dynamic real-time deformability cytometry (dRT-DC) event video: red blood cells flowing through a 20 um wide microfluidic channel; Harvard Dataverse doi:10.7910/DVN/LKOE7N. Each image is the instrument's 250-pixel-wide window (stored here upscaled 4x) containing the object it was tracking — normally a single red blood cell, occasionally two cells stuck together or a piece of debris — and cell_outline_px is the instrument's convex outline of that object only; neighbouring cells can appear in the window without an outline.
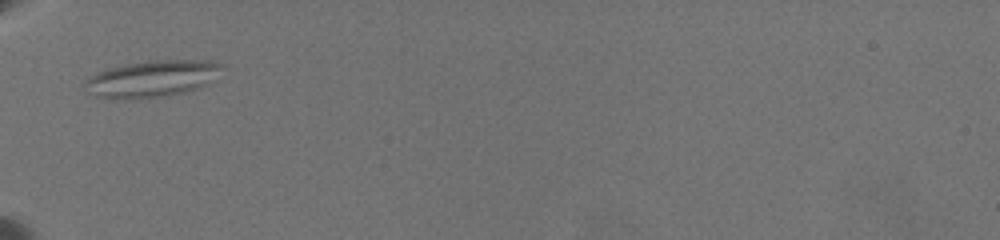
{"species": "common noctule bat (a hibernating species)", "species_latin": "Nyctalus noctula", "temperature_condition": "warm", "stored_images_in_passage": 33, "camera_frame_rate_fps": 3000, "um_per_image_px": 0.085, "animal": {"sex": "female", "body_mass_g": 19.5, "forearm_length_mm": 54.1}, "frame": {"image": 1, "passage_image": 1, "time_ms": 0.0, "image_size_px": [1000, 240], "cell_outline_px": [[224, 64], [208, 84], [200, 88], [184, 92], [156, 96], [96, 96], [84, 80], [96, 72], [108, 68], [128, 64], [152, 60], [212, 60]], "centroid_in_image_um": [13.04, 6.62], "position_along_channel_um": 72.0, "area_um2": 27.86}}
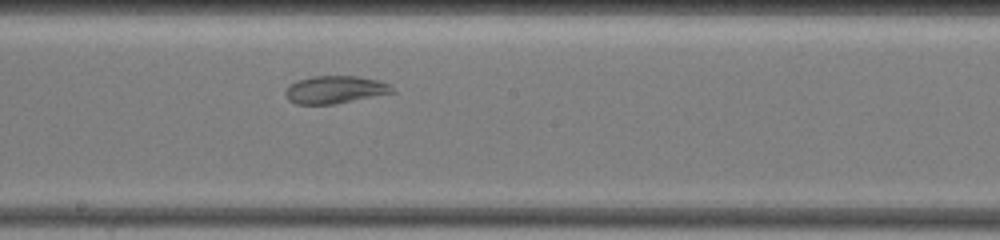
{"frame": {"image": 2, "passage_image": 16, "time_ms": 4.333, "image_size_px": [1000, 240], "cell_outline_px": [[396, 92], [332, 104], [296, 104], [288, 100], [284, 92], [288, 84], [296, 80], [312, 76], [360, 76], [380, 80], [388, 84]], "centroid_in_image_um": [28.43, 7.6], "position_along_channel_um": 219.8, "area_um2": 17.28}}
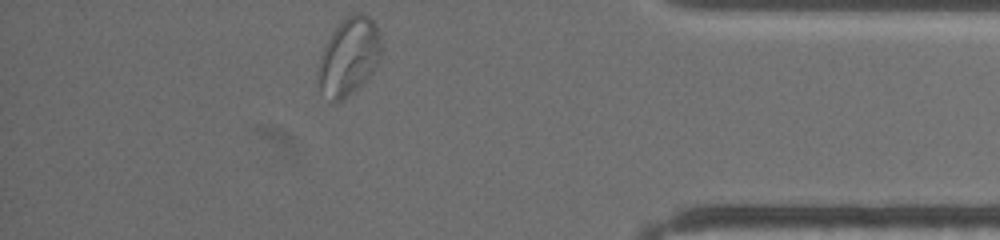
{"frame": {"image": 3, "passage_image": 33, "time_ms": 10.333, "image_size_px": [1000, 240], "cell_outline_px": [[380, 56], [372, 72], [356, 88], [340, 100], [332, 104], [316, 84], [316, 80], [320, 56], [332, 32], [348, 16], [356, 12], [364, 12], [376, 24], [380, 36]], "centroid_in_image_um": [29.63, 4.81], "position_along_channel_um": 405.6, "area_um2": 28.09}, "authors_computed_cell_mechanics": {"area_um2": 18.496, "velocity_mm_per_s": 3.5098, "shape_relaxation_time_tau1_ms": null, "shape_relaxation_time_tau2_ms": 1.3512, "deformation_change_tau1": null, "deformation_change_tau2": 0.056}}